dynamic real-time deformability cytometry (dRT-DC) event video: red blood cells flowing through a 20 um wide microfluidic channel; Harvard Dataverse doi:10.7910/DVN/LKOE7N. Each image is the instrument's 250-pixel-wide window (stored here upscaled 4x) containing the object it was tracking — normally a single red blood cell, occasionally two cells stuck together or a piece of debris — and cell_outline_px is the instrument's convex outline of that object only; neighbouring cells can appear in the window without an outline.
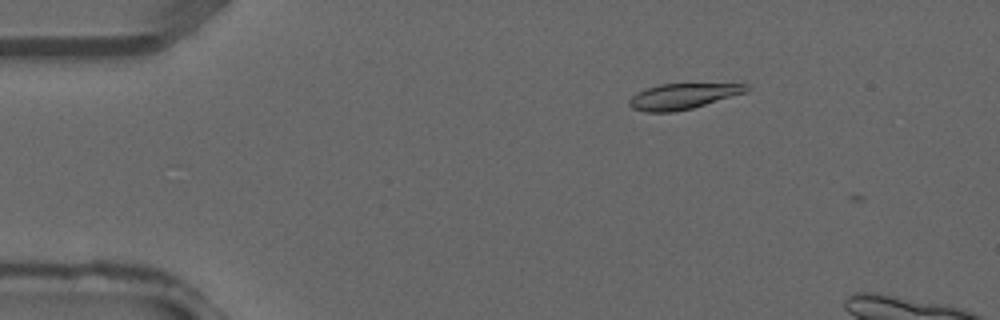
{"species": "common noctule bat (a hibernating species)", "species_latin": "Nyctalus noctula", "temperature_condition": "warm", "stored_images_in_passage": 2, "camera_frame_rate_fps": 3000, "um_per_image_px": 0.085, "animal": {"sex": "male", "forearm_length_mm": 52.5}, "frame": {"image": 1, "passage_image": 1, "time_ms": 0.0, "image_size_px": [1000, 320], "cell_outline_px": [[752, 88], [748, 92], [692, 108], [672, 112], [648, 112], [632, 108], [628, 104], [628, 100], [632, 96], [648, 88], [660, 84], [748, 84]], "centroid_in_image_um": [58.09, 8.18], "position_along_channel_um": 26.9, "area_um2": 17.34}}